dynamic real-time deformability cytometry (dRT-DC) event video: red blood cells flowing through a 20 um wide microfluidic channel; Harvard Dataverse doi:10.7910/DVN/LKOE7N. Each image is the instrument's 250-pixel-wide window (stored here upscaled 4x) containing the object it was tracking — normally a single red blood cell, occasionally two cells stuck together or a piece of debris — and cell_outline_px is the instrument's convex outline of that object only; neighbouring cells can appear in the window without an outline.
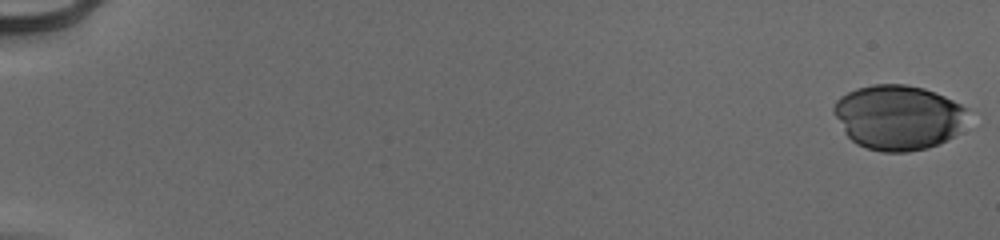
{"species": "human", "species_latin": "Homo sapiens", "temperature_condition": "cold", "stored_images_in_passage": 54, "camera_frame_rate_fps": 3000, "um_per_image_px": 0.085, "donor": {"sex": "male"}, "frame": {"image": 1, "passage_image": 1, "time_ms": 0.0, "image_size_px": [1000, 240], "cell_outline_px": [[968, 108], [956, 136], [948, 140], [928, 148], [908, 152], [880, 152], [856, 144], [844, 132], [832, 108], [836, 100], [840, 96], [856, 88], [872, 84], [904, 84], [924, 88], [944, 96]], "centroid_in_image_um": [76.33, 9.97], "position_along_channel_um": 8.7, "area_um2": 50.58}}
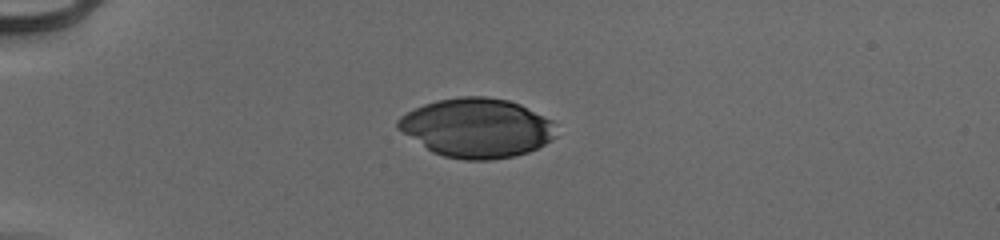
{"frame": {"image": 2, "passage_image": 16, "time_ms": 5.0, "image_size_px": [1000, 240], "cell_outline_px": [[556, 136], [552, 140], [528, 152], [512, 156], [492, 160], [464, 160], [444, 156], [432, 152], [396, 128], [396, 120], [400, 116], [424, 104], [436, 100], [460, 96], [484, 96], [508, 100], [520, 104], [552, 120]], "centroid_in_image_um": [40.51, 10.87], "position_along_channel_um": 44.5, "area_um2": 54.51}}